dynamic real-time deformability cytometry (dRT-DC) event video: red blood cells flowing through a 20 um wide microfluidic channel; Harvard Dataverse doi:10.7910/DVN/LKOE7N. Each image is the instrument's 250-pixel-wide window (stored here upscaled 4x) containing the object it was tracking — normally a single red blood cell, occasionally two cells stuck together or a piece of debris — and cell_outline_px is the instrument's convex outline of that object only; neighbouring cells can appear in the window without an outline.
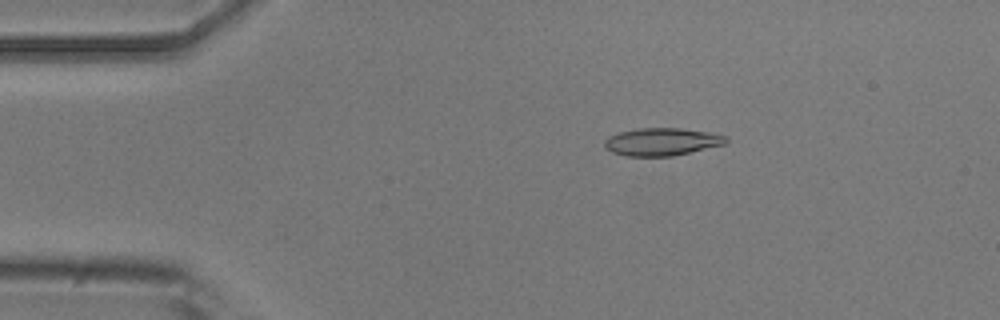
{"species": "common noctule bat (a hibernating species)", "species_latin": "Nyctalus noctula", "temperature_condition": "room temperature", "stored_images_in_passage": 2, "camera_frame_rate_fps": 3000, "um_per_image_px": 0.085, "animal": {"sex": "male", "body_mass_g": 20.5, "forearm_length_mm": 52.5}, "frame": {"image": 1, "passage_image": 1, "time_ms": 0.0, "image_size_px": [1000, 320], "cell_outline_px": [[728, 140], [724, 144], [672, 156], [624, 156], [612, 152], [604, 148], [604, 140], [608, 136], [620, 132], [640, 128], [680, 128], [708, 132], [728, 136]], "centroid_in_image_um": [56.22, 12.05], "position_along_channel_um": 28.8, "area_um2": 19.54}}